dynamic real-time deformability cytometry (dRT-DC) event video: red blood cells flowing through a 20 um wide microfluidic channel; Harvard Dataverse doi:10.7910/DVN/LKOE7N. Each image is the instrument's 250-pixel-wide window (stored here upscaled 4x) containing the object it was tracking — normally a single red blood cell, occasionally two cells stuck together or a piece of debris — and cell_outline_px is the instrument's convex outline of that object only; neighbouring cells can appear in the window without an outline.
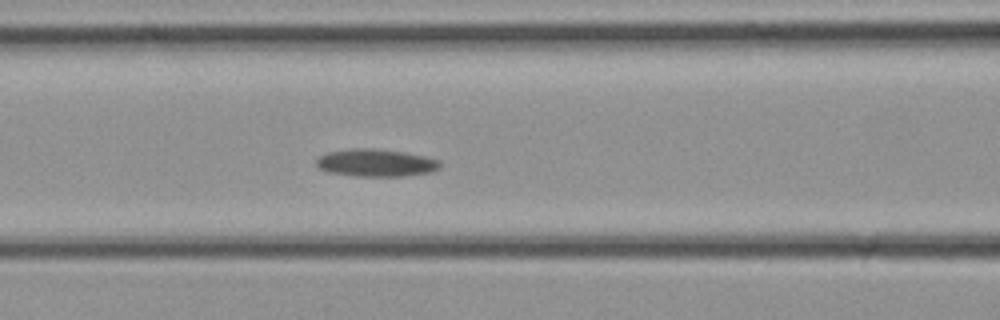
{"species": "common noctule bat (a hibernating species)", "species_latin": "Nyctalus noctula", "temperature_condition": "cold", "stored_images_in_passage": 34, "camera_frame_rate_fps": 3000, "um_per_image_px": 0.085, "animal": {"sex": "female", "body_mass_g": 21.9}, "frame": {"image": 1, "passage_image": 13, "time_ms": 4.0, "image_size_px": [1000, 320], "cell_outline_px": [[440, 168], [432, 172], [404, 176], [356, 176], [328, 172], [320, 168], [316, 164], [316, 156], [328, 152], [352, 148], [376, 148], [404, 152], [424, 156], [440, 160]], "centroid_in_image_um": [31.94, 13.83], "position_along_channel_um": 134.7, "area_um2": 20.0}}
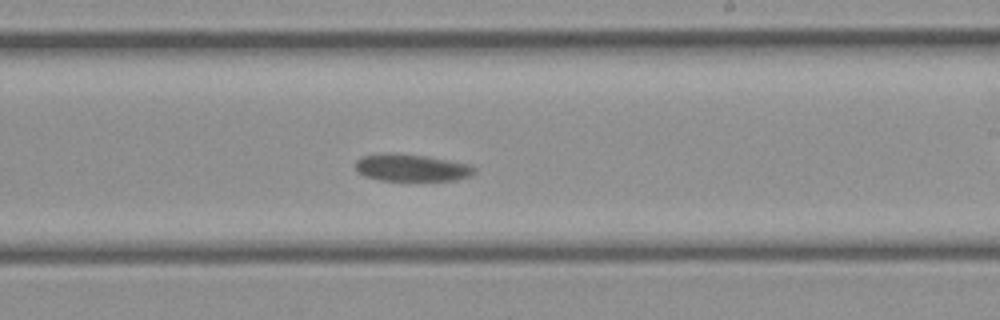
{"frame": {"image": 2, "passage_image": 19, "time_ms": 6.0, "image_size_px": [1000, 320], "cell_outline_px": [[476, 172], [472, 176], [456, 180], [380, 180], [364, 176], [356, 172], [356, 160], [360, 156], [384, 152], [400, 152], [428, 156], [472, 164], [476, 168]], "centroid_in_image_um": [34.99, 14.23], "position_along_channel_um": 254.0, "area_um2": 19.42}}
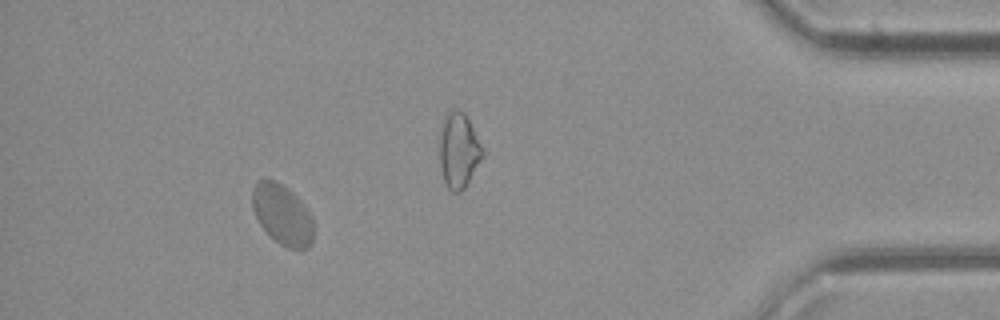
{"frame": {"image": 3, "passage_image": 30, "time_ms": 9.667, "image_size_px": [1000, 320], "cell_outline_px": [[312, 244], [308, 248], [288, 248], [280, 244], [260, 224], [252, 208], [252, 188], [260, 180], [276, 180], [284, 184], [304, 204], [312, 216]], "centroid_in_image_um": [24.0, 18.21], "position_along_channel_um": 411.2, "area_um2": 21.33}}